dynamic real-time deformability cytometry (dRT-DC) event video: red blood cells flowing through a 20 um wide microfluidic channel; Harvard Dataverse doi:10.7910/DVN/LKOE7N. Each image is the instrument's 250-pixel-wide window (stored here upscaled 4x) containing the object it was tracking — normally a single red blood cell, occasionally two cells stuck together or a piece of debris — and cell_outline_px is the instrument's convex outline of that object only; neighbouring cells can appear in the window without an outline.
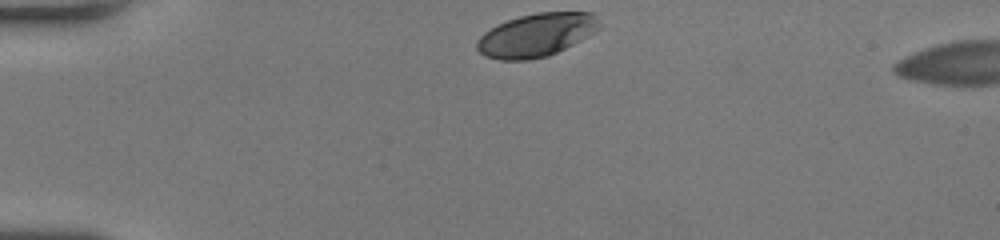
{"species": "human", "species_latin": "Homo sapiens", "temperature_condition": "room temperature", "stored_images_in_passage": 32, "camera_frame_rate_fps": 3000, "um_per_image_px": 0.085, "donor": {"sex": "female"}, "frame": {"image": 1, "passage_image": 1, "time_ms": 0.0, "image_size_px": [1000, 240], "cell_outline_px": [[600, 28], [596, 32], [548, 56], [528, 60], [500, 60], [488, 56], [480, 52], [476, 48], [476, 40], [484, 32], [496, 24], [520, 16], [536, 12], [592, 12]], "centroid_in_image_um": [45.56, 2.97], "position_along_channel_um": 39.4, "area_um2": 30.63}}
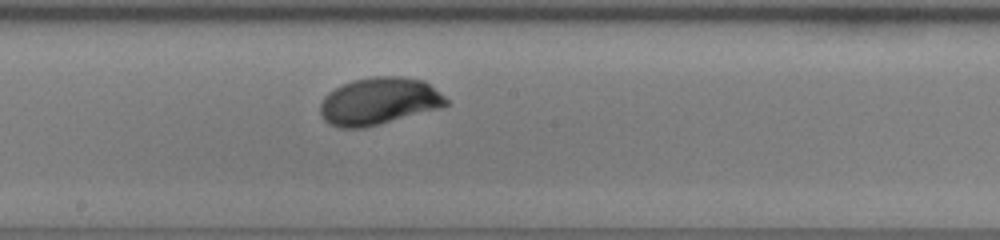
{"frame": {"image": 2, "passage_image": 18, "time_ms": 5.667, "image_size_px": [1000, 240], "cell_outline_px": [[448, 104], [440, 108], [380, 124], [364, 128], [340, 128], [328, 124], [324, 120], [320, 112], [320, 104], [324, 96], [328, 92], [352, 80], [372, 76], [400, 76], [424, 80], [444, 96], [448, 100]], "centroid_in_image_um": [32.19, 8.6], "position_along_channel_um": 216.0, "area_um2": 34.74}}
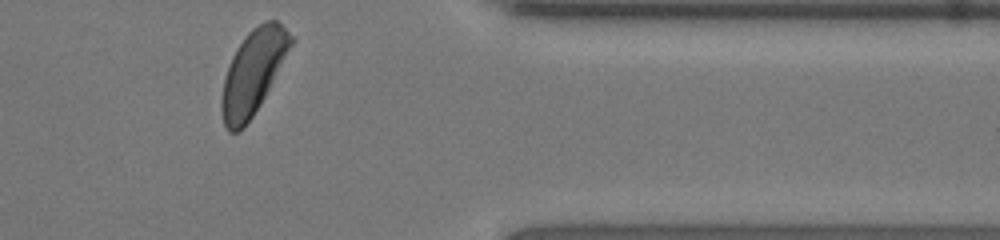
{"frame": {"image": 3, "passage_image": 32, "time_ms": 10.333, "image_size_px": [1000, 240], "cell_outline_px": [[296, 40], [260, 104], [252, 116], [236, 132], [228, 132], [224, 124], [220, 108], [220, 100], [224, 76], [232, 56], [236, 48], [244, 36], [252, 28], [264, 20], [276, 20]], "centroid_in_image_um": [21.5, 6.09], "position_along_channel_um": 389.9, "area_um2": 33.81}, "authors_computed_cell_mechanics": {"area_um2": 33.4951, "velocity_mm_per_s": 4.014, "shape_relaxation_time_tau1_ms": 2.4931, "shape_relaxation_time_tau2_ms": null, "deformation_change_tau1": 0.1499, "deformation_change_tau2": null}}